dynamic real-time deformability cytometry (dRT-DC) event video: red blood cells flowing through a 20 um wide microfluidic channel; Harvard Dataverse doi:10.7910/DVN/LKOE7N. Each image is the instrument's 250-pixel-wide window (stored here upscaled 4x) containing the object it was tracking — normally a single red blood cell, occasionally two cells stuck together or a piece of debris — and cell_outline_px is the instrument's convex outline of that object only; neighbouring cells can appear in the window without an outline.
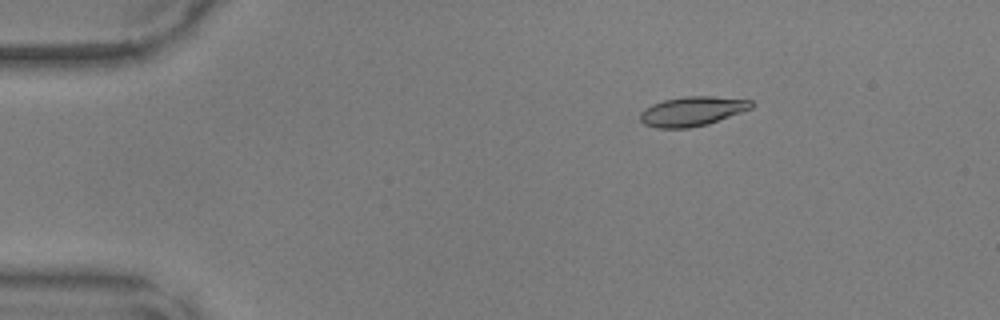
{"species": "common noctule bat (a hibernating species)", "species_latin": "Nyctalus noctula", "temperature_condition": "warm", "stored_images_in_passage": 41, "camera_frame_rate_fps": 3000, "um_per_image_px": 0.085, "animal": {"sex": "male", "body_mass_g": 17.9, "forearm_length_mm": 54.2}, "frame": {"image": 1, "passage_image": 3, "time_ms": 0.667, "image_size_px": [1000, 320], "cell_outline_px": [[756, 104], [752, 108], [708, 124], [688, 128], [656, 128], [644, 124], [640, 120], [640, 112], [644, 108], [652, 104], [664, 100], [684, 96], [712, 96], [752, 100]], "centroid_in_image_um": [58.84, 9.45], "position_along_channel_um": 26.2, "area_um2": 19.19}}
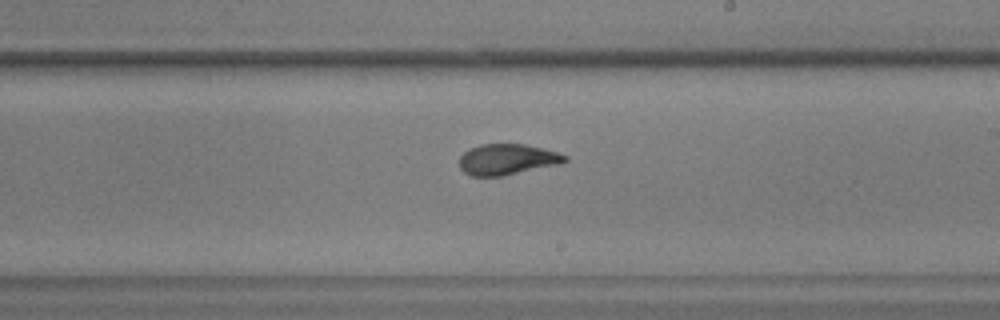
{"frame": {"image": 2, "passage_image": 24, "time_ms": 7.667, "image_size_px": [1000, 320], "cell_outline_px": [[568, 160], [560, 164], [504, 176], [472, 176], [464, 172], [460, 168], [460, 156], [464, 152], [480, 144], [524, 144], [556, 152], [568, 156]], "centroid_in_image_um": [43.12, 13.56], "position_along_channel_um": 245.9, "area_um2": 18.9}}
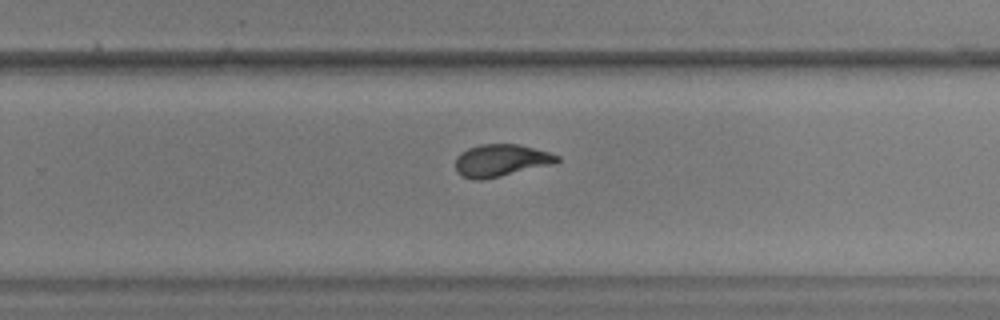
{"frame": {"image": 3, "passage_image": 27, "time_ms": 8.667, "image_size_px": [1000, 320], "cell_outline_px": [[560, 160], [556, 164], [500, 176], [480, 180], [472, 180], [460, 176], [456, 172], [456, 156], [460, 152], [468, 148], [480, 144], [520, 144], [548, 152], [560, 156]], "centroid_in_image_um": [42.57, 13.64], "position_along_channel_um": 287.2, "area_um2": 19.36}}